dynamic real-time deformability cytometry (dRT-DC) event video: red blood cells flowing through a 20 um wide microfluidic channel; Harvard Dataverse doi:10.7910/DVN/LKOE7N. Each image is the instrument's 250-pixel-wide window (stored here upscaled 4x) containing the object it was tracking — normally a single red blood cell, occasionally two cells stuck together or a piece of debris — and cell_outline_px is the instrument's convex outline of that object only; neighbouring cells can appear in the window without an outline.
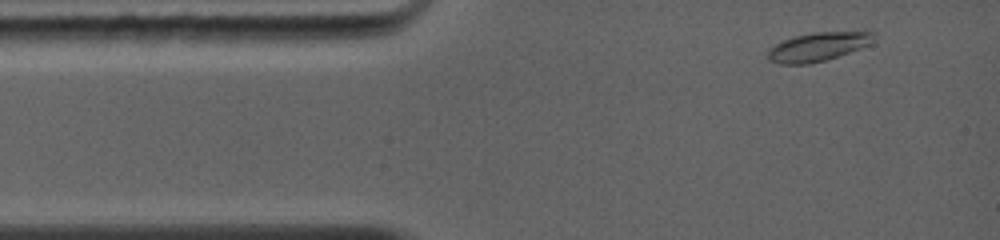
{"species": "common noctule bat (a hibernating species)", "species_latin": "Nyctalus noctula", "temperature_condition": "warm", "stored_images_in_passage": 23, "camera_frame_rate_fps": 5000, "um_per_image_px": 0.085, "animal": {"sex": "female", "body_mass_g": 19.0, "forearm_length_mm": 56.7}, "frame": {"image": 1, "passage_image": 2, "time_ms": 0.6, "image_size_px": [1000, 240], "cell_outline_px": [[876, 32], [872, 44], [824, 60], [808, 64], [780, 64], [768, 60], [768, 48], [784, 40], [796, 36], [812, 32], [864, 28], [872, 28]], "centroid_in_image_um": [69.68, 3.89], "position_along_channel_um": 15.3, "area_um2": 18.55}}
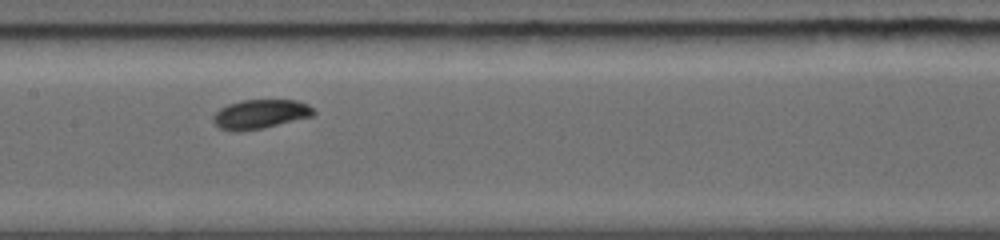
{"frame": {"image": 2, "passage_image": 11, "time_ms": 5.6, "image_size_px": [1000, 240], "cell_outline_px": [[316, 112], [312, 116], [260, 128], [240, 132], [232, 132], [220, 128], [212, 120], [212, 116], [220, 108], [228, 104], [240, 100], [296, 100], [308, 104]], "centroid_in_image_um": [22.08, 9.69], "position_along_channel_um": 185.3, "area_um2": 16.99}}
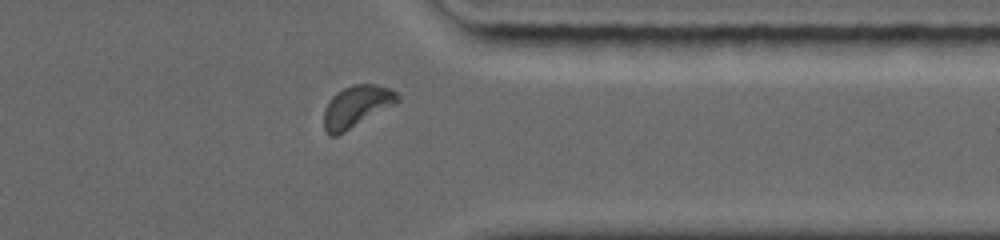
{"frame": {"image": 3, "passage_image": 20, "time_ms": 10.2, "image_size_px": [1000, 240], "cell_outline_px": [[400, 100], [344, 132], [336, 136], [328, 136], [324, 128], [324, 108], [332, 96], [336, 92], [352, 84], [372, 84], [388, 88], [396, 92], [400, 96]], "centroid_in_image_um": [30.25, 9.04], "position_along_channel_um": 381.1, "area_um2": 17.57}, "authors_computed_cell_mechanics": {"area_um2": 16.9932, "velocity_mm_per_s": 4.3221, "shape_relaxation_time_tau1_ms": 1.7544, "shape_relaxation_time_tau2_ms": null, "deformation_change_tau1": 0.059, "deformation_change_tau2": null}}